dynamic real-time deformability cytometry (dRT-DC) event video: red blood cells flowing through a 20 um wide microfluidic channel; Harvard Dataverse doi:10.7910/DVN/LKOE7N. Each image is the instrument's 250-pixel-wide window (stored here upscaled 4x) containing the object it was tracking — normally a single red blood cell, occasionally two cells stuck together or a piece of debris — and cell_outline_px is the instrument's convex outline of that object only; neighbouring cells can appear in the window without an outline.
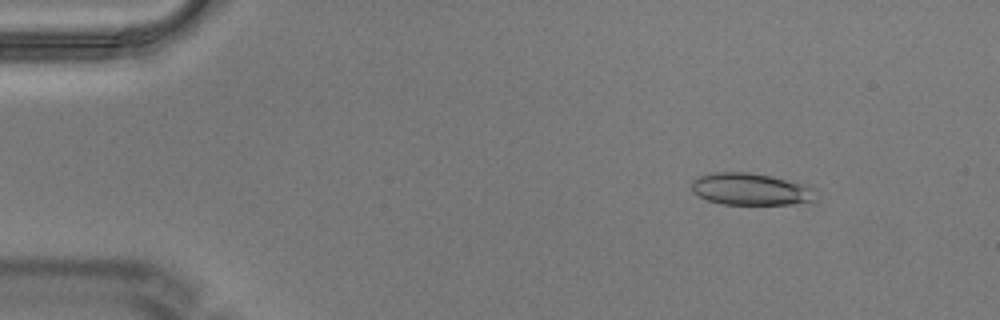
{"species": "Egyptian fruit bat (a non-hibernating species)", "species_latin": "Rousettus aegyptiacus", "temperature_condition": "warm", "stored_images_in_passage": 6, "camera_frame_rate_fps": 3000, "um_per_image_px": 0.085, "animal": {"sex": "male"}, "frame": {"image": 1, "passage_image": 2, "time_ms": 0.333, "image_size_px": [1000, 320], "cell_outline_px": [[812, 200], [792, 204], [724, 204], [708, 200], [692, 192], [692, 180], [700, 176], [712, 172], [748, 172], [772, 176], [804, 184], [812, 188]], "centroid_in_image_um": [63.73, 16.06], "position_along_channel_um": 21.3, "area_um2": 22.77}}